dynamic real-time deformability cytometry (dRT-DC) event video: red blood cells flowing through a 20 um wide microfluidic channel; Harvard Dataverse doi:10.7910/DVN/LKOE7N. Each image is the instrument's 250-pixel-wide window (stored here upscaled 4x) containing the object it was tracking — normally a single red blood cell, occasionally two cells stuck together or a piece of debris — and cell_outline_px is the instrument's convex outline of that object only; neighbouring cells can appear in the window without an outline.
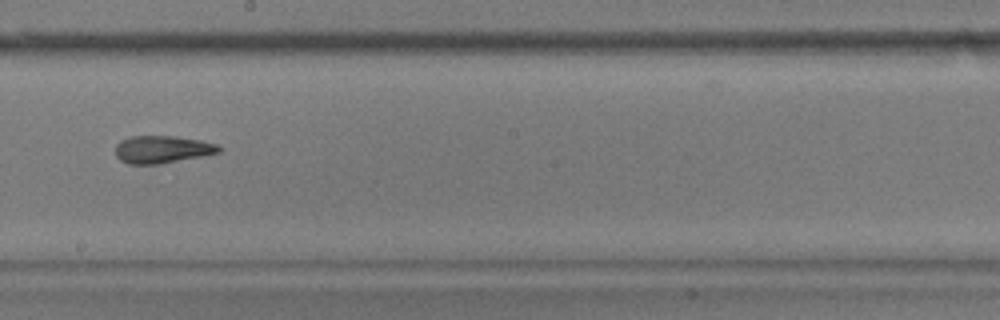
{"species": "common noctule bat (a hibernating species)", "species_latin": "Nyctalus noctula", "temperature_condition": "warm", "stored_images_in_passage": 11, "camera_frame_rate_fps": 3000, "um_per_image_px": 0.085, "animal": {"sex": "male", "body_mass_g": 17.9}, "frame": {"image": 1, "passage_image": 11, "time_ms": 3.333, "image_size_px": [1000, 320], "cell_outline_px": [[220, 152], [160, 164], [128, 164], [120, 160], [116, 156], [116, 144], [120, 140], [132, 136], [176, 136], [200, 140], [216, 144], [220, 148]], "centroid_in_image_um": [13.74, 12.69], "position_along_channel_um": 234.5, "area_um2": 16.47}}